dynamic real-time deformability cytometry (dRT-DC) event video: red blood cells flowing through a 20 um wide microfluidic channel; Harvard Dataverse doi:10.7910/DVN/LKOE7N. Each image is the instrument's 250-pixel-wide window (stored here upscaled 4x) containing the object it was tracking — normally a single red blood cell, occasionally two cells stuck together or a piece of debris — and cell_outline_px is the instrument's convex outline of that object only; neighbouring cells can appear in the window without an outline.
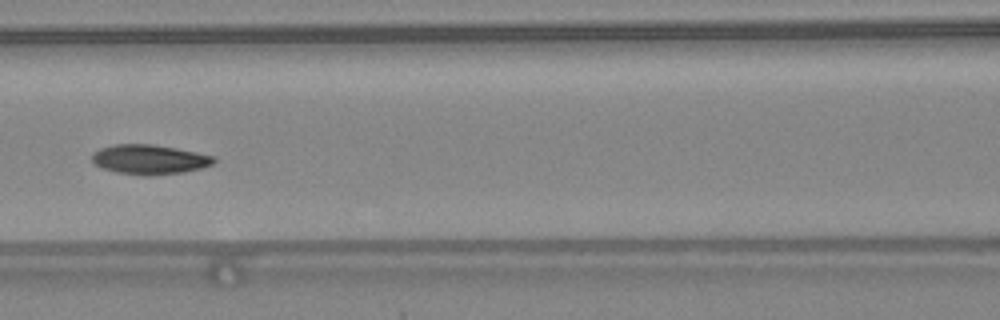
{"species": "common noctule bat (a hibernating species)", "species_latin": "Nyctalus noctula", "temperature_condition": "warm", "stored_images_in_passage": 38, "camera_frame_rate_fps": 3000, "um_per_image_px": 0.085, "animal": {"sex": "female", "body_mass_g": 24.6, "forearm_length_mm": 56.2}, "frame": {"image": 1, "passage_image": 12, "time_ms": 3.667, "image_size_px": [1000, 320], "cell_outline_px": [[216, 160], [212, 164], [200, 168], [184, 172], [148, 176], [144, 176], [116, 172], [104, 168], [96, 164], [92, 160], [92, 152], [100, 148], [112, 144], [152, 144], [176, 148], [216, 156]], "centroid_in_image_um": [12.7, 13.55], "position_along_channel_um": 153.9, "area_um2": 21.1}, "authors_computed_cell_mechanics": {"area_um2": 20.6346, "velocity_mm_per_s": 4.364, "shape_relaxation_time_tau1_ms": 4.8015, "shape_relaxation_time_tau2_ms": 3.3136, "deformation_change_tau1": 0.149, "deformation_change_tau2": 0.0865}}